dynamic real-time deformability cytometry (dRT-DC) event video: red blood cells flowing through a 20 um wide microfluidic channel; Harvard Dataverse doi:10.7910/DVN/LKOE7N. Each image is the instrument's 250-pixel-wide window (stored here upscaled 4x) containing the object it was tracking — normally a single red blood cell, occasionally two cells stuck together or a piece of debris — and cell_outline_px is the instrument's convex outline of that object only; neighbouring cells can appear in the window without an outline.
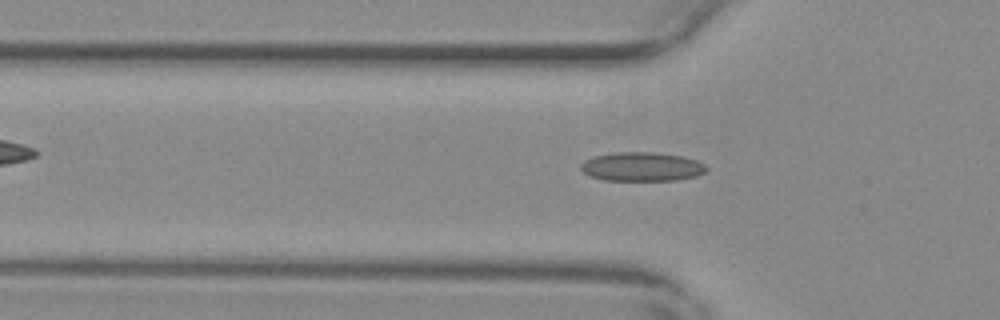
{"species": "common noctule bat (a hibernating species)", "species_latin": "Nyctalus noctula", "temperature_condition": "warm", "stored_images_in_passage": 49, "camera_frame_rate_fps": 3000, "um_per_image_px": 0.085, "animal": {"sex": "female", "body_mass_g": 29.2, "forearm_length_mm": 56.3}, "frame": {"image": 1, "passage_image": 17, "time_ms": 5.333, "image_size_px": [1000, 320], "cell_outline_px": [[708, 168], [704, 172], [696, 176], [676, 180], [604, 180], [588, 176], [580, 168], [580, 164], [584, 160], [592, 156], [612, 152], [652, 152], [680, 156], [696, 160], [704, 164]], "centroid_in_image_um": [54.5, 14.16], "position_along_channel_um": 71.3, "area_um2": 21.27}}
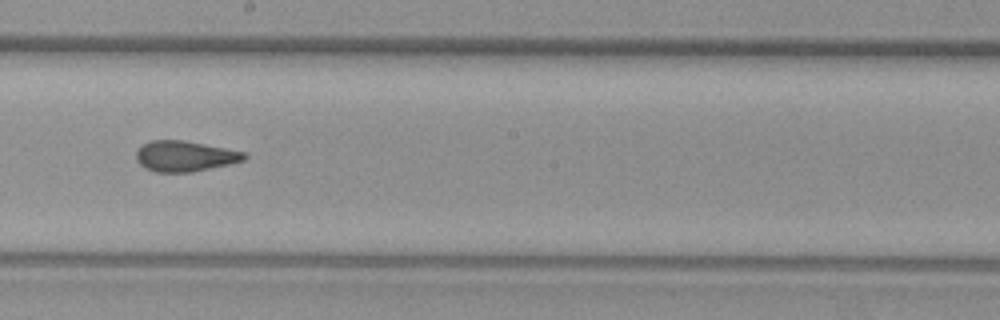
{"frame": {"image": 2, "passage_image": 30, "time_ms": 9.667, "image_size_px": [1000, 320], "cell_outline_px": [[248, 156], [244, 160], [228, 164], [192, 172], [156, 172], [144, 168], [136, 160], [136, 152], [144, 144], [152, 140], [184, 140], [244, 152]], "centroid_in_image_um": [15.69, 13.28], "position_along_channel_um": 232.5, "area_um2": 19.07}}
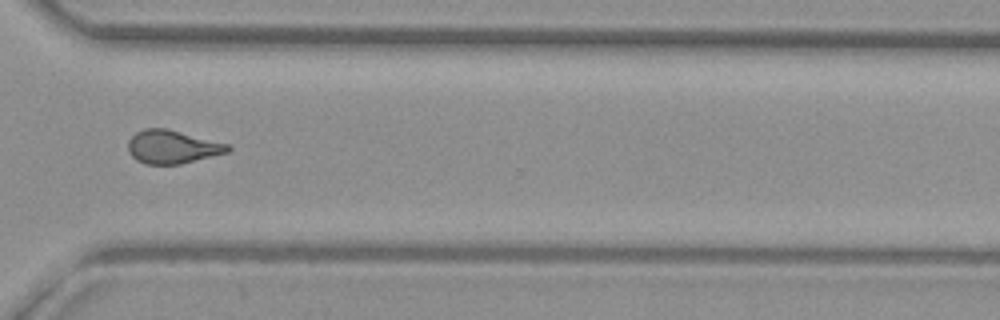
{"frame": {"image": 3, "passage_image": 40, "time_ms": 13.0, "image_size_px": [1000, 320], "cell_outline_px": [[232, 148], [228, 152], [180, 164], [144, 164], [136, 160], [128, 152], [128, 140], [136, 132], [144, 128], [168, 128], [232, 144]], "centroid_in_image_um": [14.67, 12.47], "position_along_channel_um": 355.9, "area_um2": 19.71}, "authors_computed_cell_mechanics": {"area_um2": 19.5942, "velocity_mm_per_s": 3.7034, "shape_relaxation_time_tau1_ms": null, "shape_relaxation_time_tau2_ms": 2.0036, "deformation_change_tau1": null, "deformation_change_tau2": 0.0786}}